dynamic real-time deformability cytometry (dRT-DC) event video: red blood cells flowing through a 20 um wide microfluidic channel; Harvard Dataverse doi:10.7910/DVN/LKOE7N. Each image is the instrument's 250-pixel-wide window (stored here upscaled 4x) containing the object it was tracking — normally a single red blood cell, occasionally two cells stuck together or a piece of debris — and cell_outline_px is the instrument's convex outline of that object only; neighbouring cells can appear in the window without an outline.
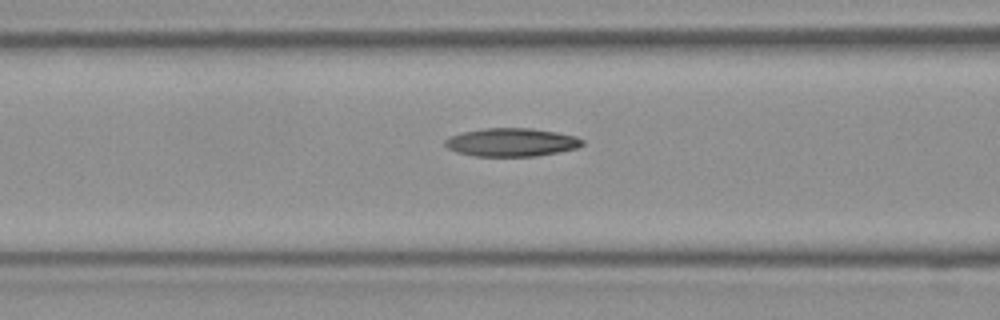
{"species": "Egyptian fruit bat (a non-hibernating species)", "species_latin": "Rousettus aegyptiacus", "temperature_condition": "room temperature", "stored_images_in_passage": 18, "camera_frame_rate_fps": 3000, "um_per_image_px": 0.085, "frame": {"image": 1, "passage_image": 16, "time_ms": 5.0, "image_size_px": [1000, 320], "cell_outline_px": [[584, 144], [576, 148], [536, 156], [472, 156], [456, 152], [448, 148], [444, 144], [444, 140], [452, 136], [464, 132], [484, 128], [532, 128], [556, 132], [576, 136], [584, 140]], "centroid_in_image_um": [43.48, 12.09], "position_along_channel_um": 123.1, "area_um2": 22.54}}